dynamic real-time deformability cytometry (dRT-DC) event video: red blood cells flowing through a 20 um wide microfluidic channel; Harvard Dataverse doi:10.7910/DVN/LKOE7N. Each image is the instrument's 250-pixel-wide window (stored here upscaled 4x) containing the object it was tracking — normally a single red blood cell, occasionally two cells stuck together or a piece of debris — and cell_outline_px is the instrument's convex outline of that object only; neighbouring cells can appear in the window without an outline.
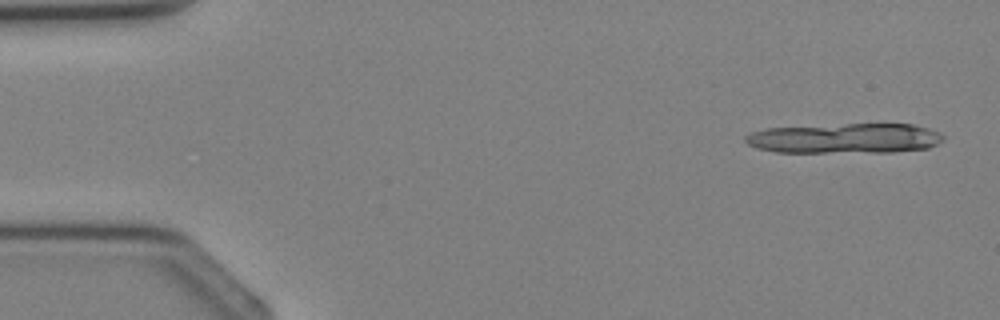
{"species": "Egyptian fruit bat (a non-hibernating species)", "species_latin": "Rousettus aegyptiacus", "temperature_condition": "cold", "stored_images_in_passage": 3, "camera_frame_rate_fps": 3000, "um_per_image_px": 0.085, "animal": {"sex": "female"}, "frame": {"image": 1, "passage_image": 1, "time_ms": 0.0, "image_size_px": [1000, 320], "cell_outline_px": [[944, 140], [928, 148], [892, 152], [776, 152], [756, 148], [748, 144], [744, 140], [744, 136], [752, 132], [764, 128], [844, 124], [912, 124], [928, 128], [940, 132], [944, 136]], "centroid_in_image_um": [71.81, 11.76], "position_along_channel_um": 13.2, "area_um2": 34.8}}